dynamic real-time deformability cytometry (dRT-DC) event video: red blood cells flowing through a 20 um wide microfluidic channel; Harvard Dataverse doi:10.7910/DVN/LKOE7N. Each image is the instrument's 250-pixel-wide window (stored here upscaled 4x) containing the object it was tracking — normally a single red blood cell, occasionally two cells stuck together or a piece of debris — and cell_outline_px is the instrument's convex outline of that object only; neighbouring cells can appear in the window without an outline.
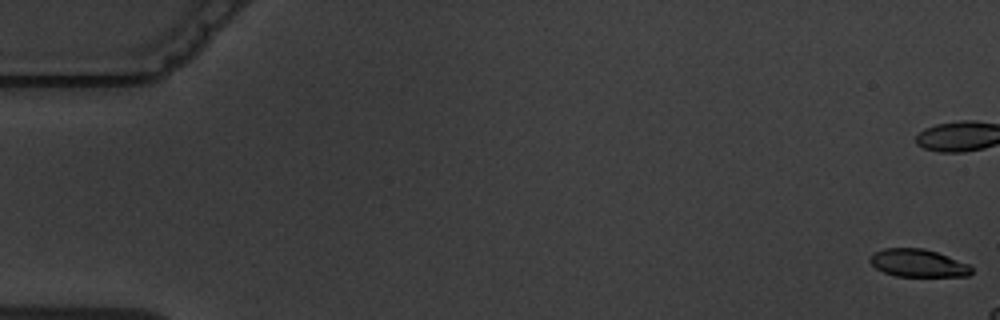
{"species": "common noctule bat (a hibernating species)", "species_latin": "Nyctalus noctula", "temperature_condition": "warm", "stored_images_in_passage": 4, "camera_frame_rate_fps": 3000, "um_per_image_px": 0.085, "animal": {"sex": "male", "body_mass_g": 19.5, "forearm_length_mm": 54.6}, "frame": {"image": 1, "passage_image": 1, "time_ms": 0.0, "image_size_px": [1000, 320], "cell_outline_px": [[972, 272], [968, 276], [896, 276], [884, 272], [876, 268], [868, 260], [872, 252], [884, 248], [924, 248], [936, 252], [968, 264], [972, 268]], "centroid_in_image_um": [77.99, 22.36], "position_along_channel_um": 7.0, "area_um2": 16.36}}